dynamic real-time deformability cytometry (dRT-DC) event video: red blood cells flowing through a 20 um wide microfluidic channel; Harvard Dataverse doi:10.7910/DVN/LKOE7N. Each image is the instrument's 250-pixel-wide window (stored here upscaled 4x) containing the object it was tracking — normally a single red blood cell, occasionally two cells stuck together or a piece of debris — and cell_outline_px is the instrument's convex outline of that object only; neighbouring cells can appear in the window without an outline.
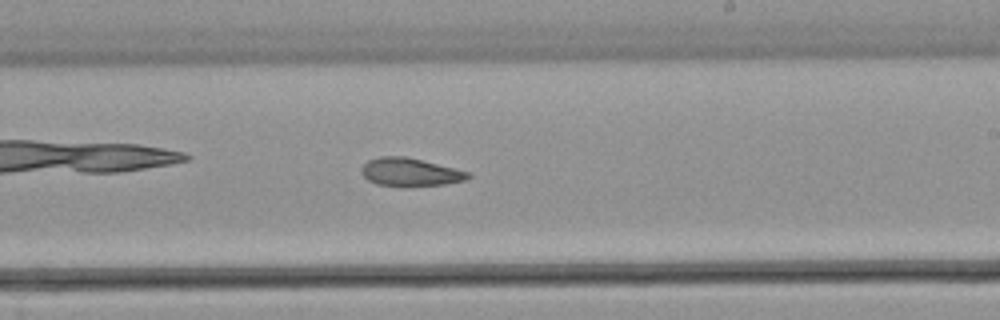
{"species": "common noctule bat (a hibernating species)", "species_latin": "Nyctalus noctula", "temperature_condition": "warm", "stored_images_in_passage": 43, "camera_frame_rate_fps": 3000, "um_per_image_px": 0.085, "animal": {"sex": "male", "body_mass_g": 21.5, "forearm_length_mm": 52.0}, "frame": {"image": 1, "passage_image": 25, "time_ms": 8.0, "image_size_px": [1000, 320], "cell_outline_px": [[472, 176], [468, 180], [444, 184], [408, 188], [400, 188], [376, 184], [368, 180], [364, 176], [360, 168], [368, 160], [380, 156], [404, 156], [472, 172]], "centroid_in_image_um": [34.89, 14.66], "position_along_channel_um": 254.1, "area_um2": 18.03}}
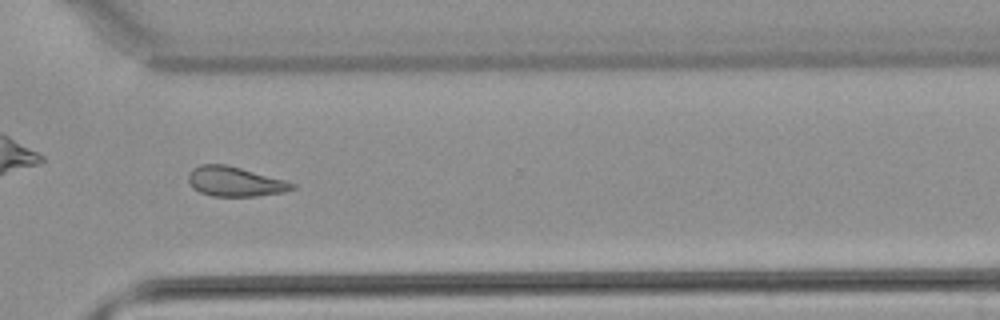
{"frame": {"image": 2, "passage_image": 31, "time_ms": 10.0, "image_size_px": [1000, 320], "cell_outline_px": [[296, 188], [284, 192], [256, 196], [212, 196], [200, 192], [192, 188], [188, 180], [188, 172], [192, 168], [200, 164], [224, 164], [240, 168], [284, 180], [296, 184]], "centroid_in_image_um": [19.93, 15.43], "position_along_channel_um": 350.7, "area_um2": 17.92}}